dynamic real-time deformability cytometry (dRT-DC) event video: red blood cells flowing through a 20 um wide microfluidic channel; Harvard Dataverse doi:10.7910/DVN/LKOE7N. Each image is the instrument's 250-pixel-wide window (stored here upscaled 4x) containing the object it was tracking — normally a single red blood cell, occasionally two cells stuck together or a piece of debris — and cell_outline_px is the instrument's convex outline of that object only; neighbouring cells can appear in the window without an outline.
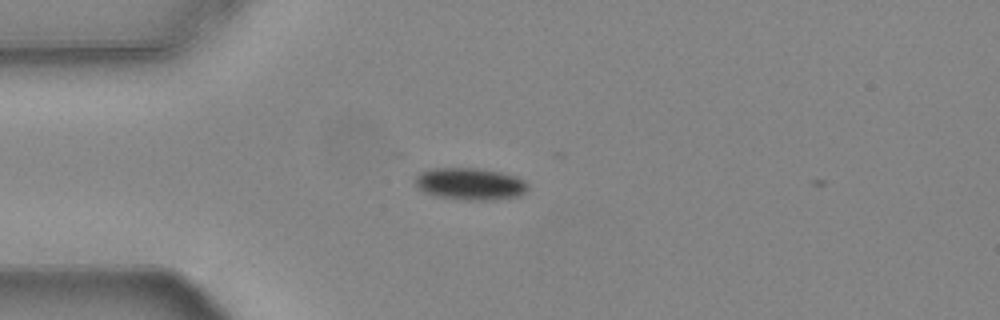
{"species": "common noctule bat (a hibernating species)", "species_latin": "Nyctalus noctula", "temperature_condition": "warm", "stored_images_in_passage": 5, "camera_frame_rate_fps": 3000, "um_per_image_px": 0.085, "animal": {"sex": "female", "body_mass_g": 24.6, "forearm_length_mm": 56.2}, "frame": {"image": 1, "passage_image": 4, "time_ms": 1.0, "image_size_px": [1000, 320], "cell_outline_px": [[528, 188], [520, 196], [492, 200], [468, 200], [436, 196], [424, 192], [416, 184], [416, 176], [420, 172], [436, 168], [476, 168], [500, 172], [516, 176], [524, 180], [528, 184]], "centroid_in_image_um": [39.99, 15.63], "position_along_channel_um": 45.0, "area_um2": 20.92}}